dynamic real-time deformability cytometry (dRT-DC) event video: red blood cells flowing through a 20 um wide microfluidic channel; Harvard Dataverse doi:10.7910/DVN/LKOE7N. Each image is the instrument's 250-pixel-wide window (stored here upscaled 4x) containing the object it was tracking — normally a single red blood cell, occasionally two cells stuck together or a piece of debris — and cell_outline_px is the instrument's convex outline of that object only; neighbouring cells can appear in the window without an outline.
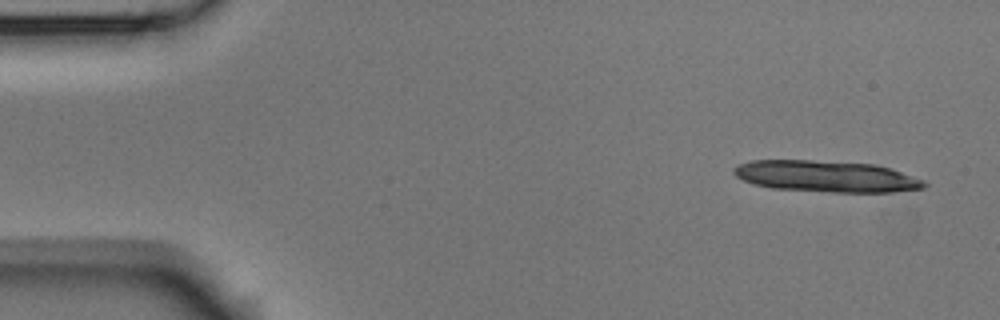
{"species": "Egyptian fruit bat (a non-hibernating species)", "species_latin": "Rousettus aegyptiacus", "temperature_condition": "room temperature", "stored_images_in_passage": 4, "camera_frame_rate_fps": 3000, "um_per_image_px": 0.085, "animal": {"sex": "male"}, "frame": {"image": 1, "passage_image": 1, "time_ms": 0.0, "image_size_px": [1000, 320], "cell_outline_px": [[928, 184], [924, 188], [892, 192], [832, 192], [772, 188], [752, 184], [736, 176], [732, 172], [732, 168], [740, 164], [752, 160], [812, 160], [876, 164], [924, 180]], "centroid_in_image_um": [70.2, 14.99], "position_along_channel_um": 14.8, "area_um2": 34.8}}